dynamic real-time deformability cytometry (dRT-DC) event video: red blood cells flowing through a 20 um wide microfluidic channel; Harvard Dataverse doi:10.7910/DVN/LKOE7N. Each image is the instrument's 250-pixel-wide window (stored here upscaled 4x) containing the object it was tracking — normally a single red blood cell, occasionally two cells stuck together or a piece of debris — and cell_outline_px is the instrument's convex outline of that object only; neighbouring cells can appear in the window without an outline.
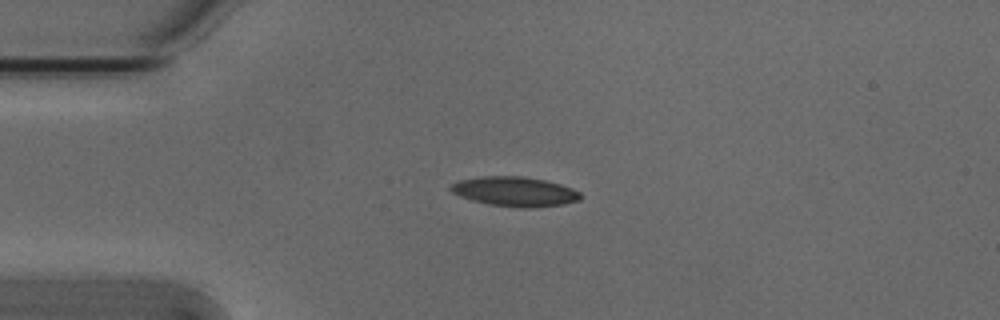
{"species": "Egyptian fruit bat (a non-hibernating species)", "species_latin": "Rousettus aegyptiacus", "temperature_condition": "cold", "stored_images_in_passage": 41, "camera_frame_rate_fps": 3000, "um_per_image_px": 0.085, "animal": {"sex": "male"}, "frame": {"image": 1, "passage_image": 1, "time_ms": 0.0, "image_size_px": [1000, 320], "cell_outline_px": [[580, 200], [564, 204], [528, 208], [520, 208], [488, 204], [472, 200], [460, 196], [452, 192], [448, 188], [452, 184], [460, 180], [484, 176], [520, 176], [544, 180], [560, 184], [572, 188], [580, 192]], "centroid_in_image_um": [43.76, 16.28], "position_along_channel_um": 41.2, "area_um2": 22.25}}
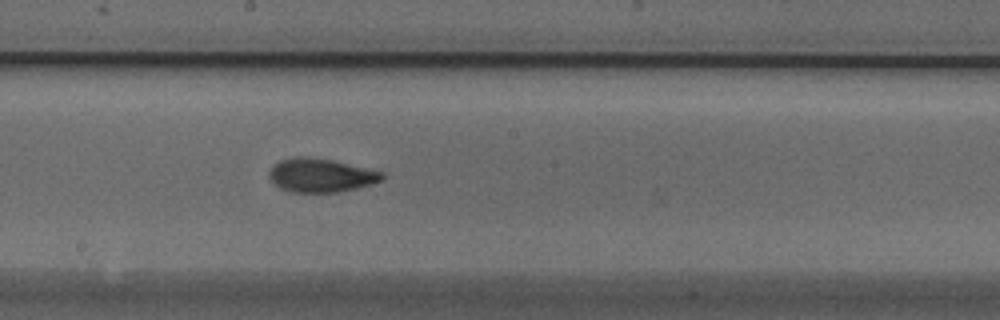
{"frame": {"image": 2, "passage_image": 17, "time_ms": 5.333, "image_size_px": [1000, 320], "cell_outline_px": [[384, 180], [372, 184], [340, 192], [288, 192], [280, 188], [268, 176], [268, 172], [280, 160], [296, 156], [308, 156], [332, 160], [384, 172]], "centroid_in_image_um": [27.29, 14.9], "position_along_channel_um": 220.9, "area_um2": 22.2}}
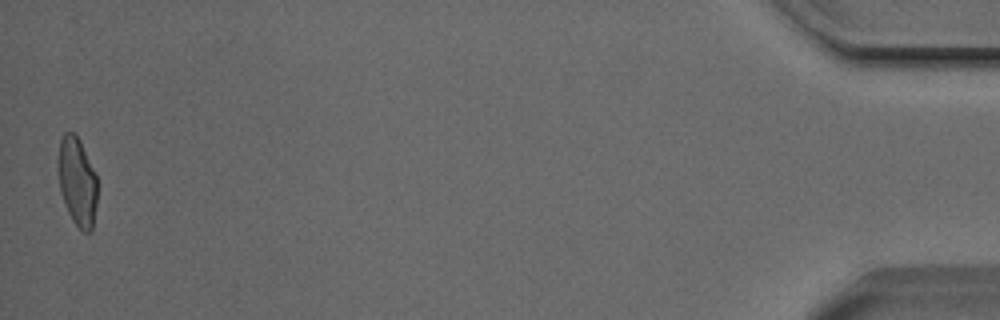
{"frame": {"image": 3, "passage_image": 41, "time_ms": 13.333, "image_size_px": [1000, 320], "cell_outline_px": [[96, 204], [92, 232], [84, 232], [72, 220], [68, 212], [60, 192], [60, 140], [64, 132], [72, 132], [80, 140], [96, 176]], "centroid_in_image_um": [6.58, 15.48], "position_along_channel_um": 428.6, "area_um2": 19.54}, "authors_computed_cell_mechanics": {"area_um2": 21.4438, "velocity_mm_per_s": 3.8302, "shape_relaxation_time_tau1_ms": 6.4486, "shape_relaxation_time_tau2_ms": 1.6352, "deformation_change_tau1": 0.2041, "deformation_change_tau2": 0.0833}}